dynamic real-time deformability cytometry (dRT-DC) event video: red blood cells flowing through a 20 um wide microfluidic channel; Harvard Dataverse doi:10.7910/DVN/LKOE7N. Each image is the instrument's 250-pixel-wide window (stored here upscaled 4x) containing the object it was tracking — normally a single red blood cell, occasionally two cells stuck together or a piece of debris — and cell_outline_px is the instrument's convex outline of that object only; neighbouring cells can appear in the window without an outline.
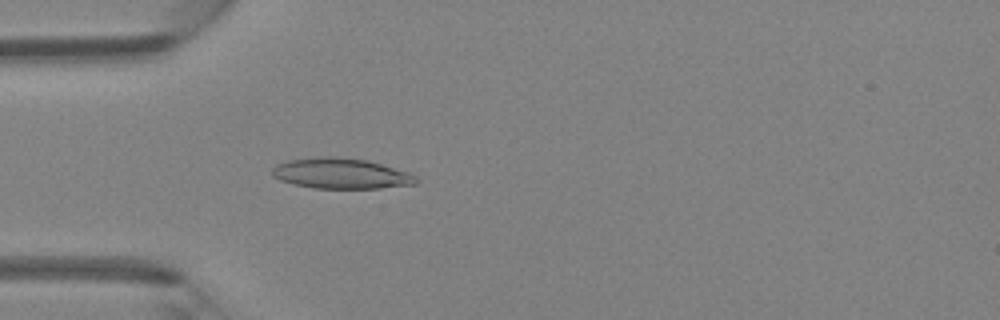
{"species": "Egyptian fruit bat (a non-hibernating species)", "species_latin": "Rousettus aegyptiacus", "temperature_condition": "room temperature", "stored_images_in_passage": 4, "camera_frame_rate_fps": 3000, "um_per_image_px": 0.085, "animal": {"sex": "female"}, "frame": {"image": 1, "passage_image": 4, "time_ms": 4.333, "image_size_px": [1000, 320], "cell_outline_px": [[420, 180], [416, 184], [380, 188], [312, 188], [292, 184], [280, 180], [272, 176], [272, 168], [276, 164], [288, 160], [320, 156], [336, 156], [368, 160], [408, 172], [416, 176]], "centroid_in_image_um": [28.97, 14.74], "position_along_channel_um": 56.0, "area_um2": 25.84}}